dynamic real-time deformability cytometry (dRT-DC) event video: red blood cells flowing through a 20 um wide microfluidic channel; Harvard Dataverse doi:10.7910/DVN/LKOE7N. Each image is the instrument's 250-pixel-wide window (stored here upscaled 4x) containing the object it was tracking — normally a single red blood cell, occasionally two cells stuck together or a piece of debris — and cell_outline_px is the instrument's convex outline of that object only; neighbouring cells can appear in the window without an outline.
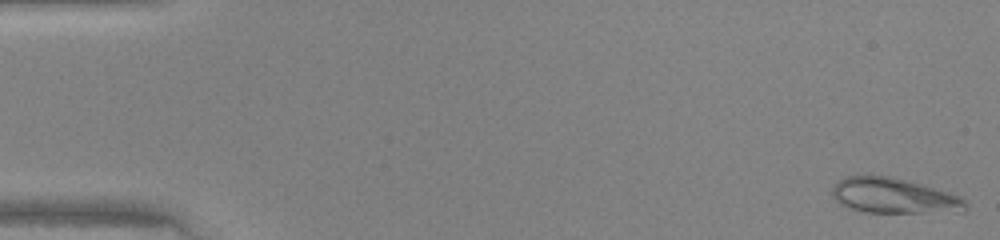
{"species": "human", "species_latin": "Homo sapiens", "temperature_condition": "warm", "stored_images_in_passage": 47, "camera_frame_rate_fps": 3000, "um_per_image_px": 0.085, "donor": {"sex": "female"}, "frame": {"image": 1, "passage_image": 1, "time_ms": 0.0, "image_size_px": [1000, 240], "cell_outline_px": [[968, 208], [964, 212], [860, 212], [840, 204], [832, 196], [832, 184], [848, 176], [888, 176], [924, 184], [960, 196], [968, 200]], "centroid_in_image_um": [76.02, 16.65], "position_along_channel_um": 9.0, "area_um2": 27.63}}
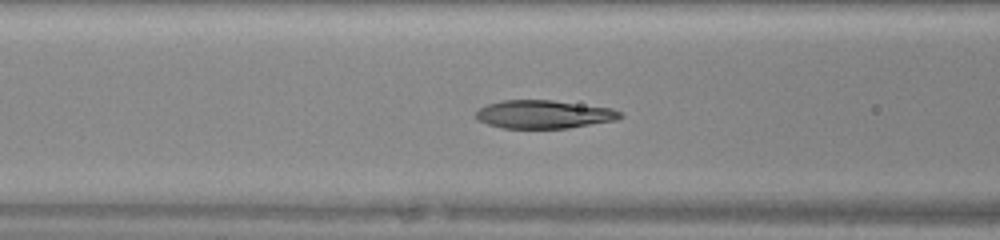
{"frame": {"image": 2, "passage_image": 19, "time_ms": 6.0, "image_size_px": [1000, 240], "cell_outline_px": [[624, 116], [616, 120], [568, 128], [500, 128], [476, 120], [476, 112], [480, 108], [488, 104], [500, 100], [552, 100], [612, 108], [620, 112]], "centroid_in_image_um": [46.21, 9.72], "position_along_channel_um": 120.4, "area_um2": 23.76}}
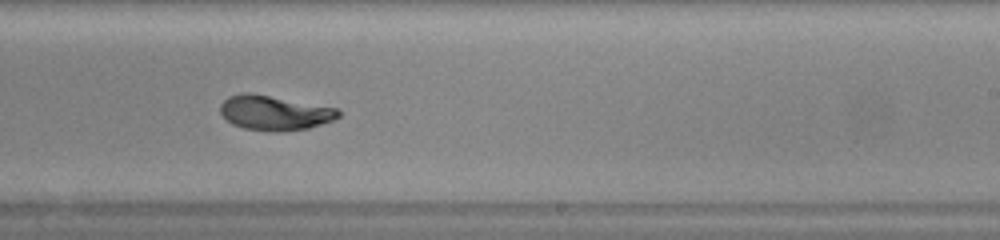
{"frame": {"image": 3, "passage_image": 29, "time_ms": 9.333, "image_size_px": [1000, 240], "cell_outline_px": [[340, 116], [332, 120], [308, 128], [280, 132], [276, 132], [244, 128], [232, 124], [220, 112], [220, 104], [228, 96], [244, 92], [252, 92], [340, 108]], "centroid_in_image_um": [23.34, 9.57], "position_along_channel_um": 265.7, "area_um2": 24.1}}